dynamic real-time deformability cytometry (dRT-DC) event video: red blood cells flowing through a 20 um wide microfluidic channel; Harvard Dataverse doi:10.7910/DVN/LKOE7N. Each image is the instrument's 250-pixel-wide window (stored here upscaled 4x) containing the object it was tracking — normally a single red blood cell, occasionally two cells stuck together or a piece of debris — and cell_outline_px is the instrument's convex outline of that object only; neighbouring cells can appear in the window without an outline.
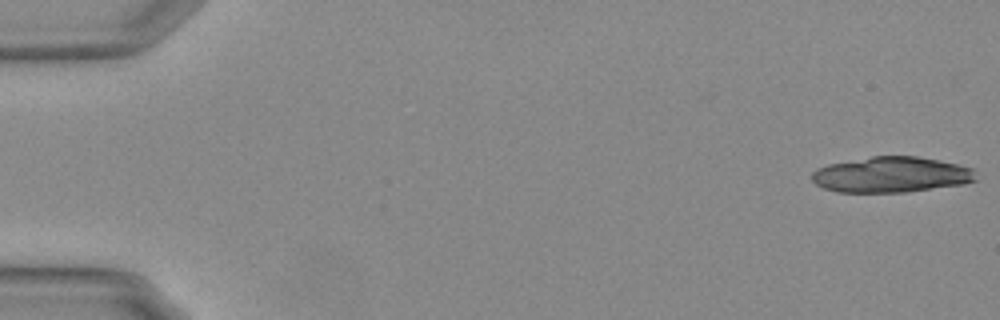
{"species": "Egyptian fruit bat (a non-hibernating species)", "species_latin": "Rousettus aegyptiacus", "temperature_condition": "warm", "stored_images_in_passage": 17, "camera_frame_rate_fps": 3000, "um_per_image_px": 0.085, "animal": {"sex": "female"}, "frame": {"image": 1, "passage_image": 1, "time_ms": 0.0, "image_size_px": [1000, 320], "cell_outline_px": [[976, 180], [964, 184], [904, 192], [836, 192], [824, 188], [816, 184], [812, 180], [812, 172], [816, 168], [828, 164], [872, 156], [916, 156], [960, 164], [972, 168]], "centroid_in_image_um": [75.74, 14.84], "position_along_channel_um": 9.3, "area_um2": 34.04}}